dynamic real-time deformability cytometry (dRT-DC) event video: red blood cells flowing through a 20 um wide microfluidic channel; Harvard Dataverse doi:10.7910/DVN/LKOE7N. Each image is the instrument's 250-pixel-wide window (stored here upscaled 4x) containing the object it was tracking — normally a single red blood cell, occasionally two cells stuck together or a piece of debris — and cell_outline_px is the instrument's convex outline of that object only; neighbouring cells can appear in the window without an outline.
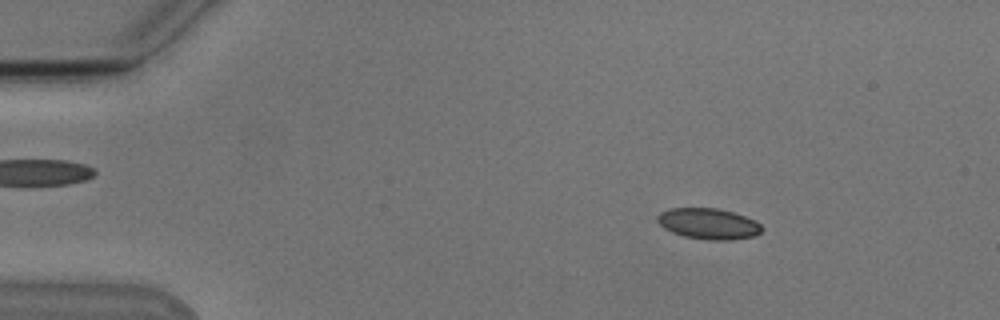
{"species": "Egyptian fruit bat (a non-hibernating species)", "species_latin": "Rousettus aegyptiacus", "temperature_condition": "cold", "stored_images_in_passage": 54, "camera_frame_rate_fps": 3000, "um_per_image_px": 0.085, "animal": {"sex": "male"}, "frame": {"image": 1, "passage_image": 8, "time_ms": 2.333, "image_size_px": [1000, 320], "cell_outline_px": [[764, 228], [760, 232], [752, 236], [732, 240], [708, 240], [684, 236], [672, 232], [664, 228], [656, 220], [656, 216], [660, 212], [668, 208], [720, 208], [744, 216], [760, 224]], "centroid_in_image_um": [60.18, 19.01], "position_along_channel_um": 24.8, "area_um2": 18.79}}
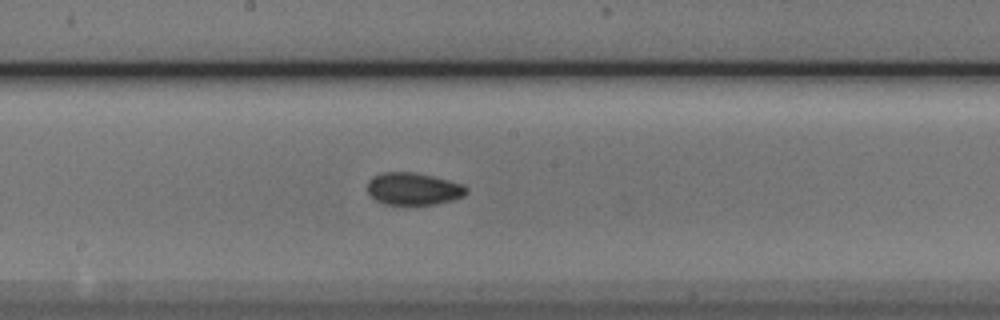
{"frame": {"image": 2, "passage_image": 29, "time_ms": 9.333, "image_size_px": [1000, 320], "cell_outline_px": [[468, 192], [464, 196], [452, 200], [432, 204], [400, 208], [384, 204], [376, 200], [368, 192], [368, 180], [372, 176], [384, 172], [412, 172], [432, 176], [464, 184], [468, 188]], "centroid_in_image_um": [35.12, 16.09], "position_along_channel_um": 213.1, "area_um2": 19.25}}
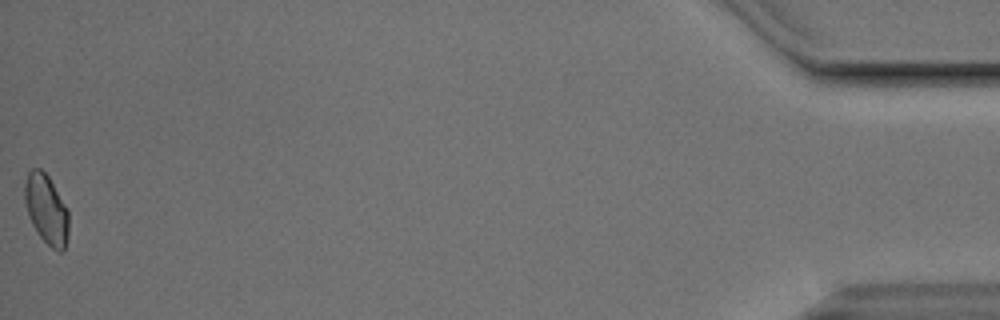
{"frame": {"image": 3, "passage_image": 54, "time_ms": 17.667, "image_size_px": [1000, 320], "cell_outline_px": [[68, 236], [64, 252], [60, 252], [52, 248], [40, 236], [32, 224], [28, 216], [24, 200], [24, 184], [28, 172], [32, 168], [40, 168], [48, 176], [68, 208]], "centroid_in_image_um": [3.94, 17.79], "position_along_channel_um": 431.3, "area_um2": 17.98}, "authors_computed_cell_mechanics": {"area_um2": 18.207, "velocity_mm_per_s": 3.7829, "shape_relaxation_time_tau1_ms": 3.9547, "shape_relaxation_time_tau2_ms": 1.5744, "deformation_change_tau1": 0.0827, "deformation_change_tau2": 0.0353}}